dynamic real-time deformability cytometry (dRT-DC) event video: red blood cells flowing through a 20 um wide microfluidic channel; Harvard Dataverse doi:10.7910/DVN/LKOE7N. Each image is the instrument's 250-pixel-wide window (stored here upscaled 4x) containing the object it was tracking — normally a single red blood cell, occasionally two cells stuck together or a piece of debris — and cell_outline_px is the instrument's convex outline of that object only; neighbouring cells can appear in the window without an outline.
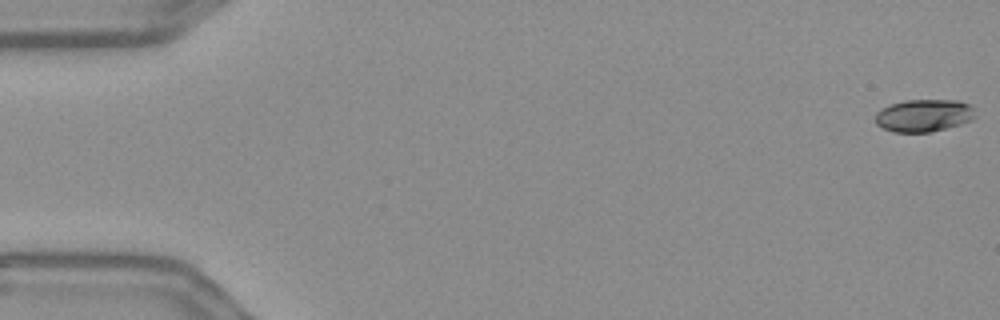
{"species": "Egyptian fruit bat (a non-hibernating species)", "species_latin": "Rousettus aegyptiacus", "temperature_condition": "warm", "stored_images_in_passage": 56, "camera_frame_rate_fps": 3000, "um_per_image_px": 0.085, "frame": {"image": 1, "passage_image": 1, "time_ms": 0.0, "image_size_px": [1000, 320], "cell_outline_px": [[972, 120], [960, 124], [932, 132], [892, 132], [876, 124], [876, 112], [892, 104], [904, 100], [960, 100], [968, 104], [972, 108]], "centroid_in_image_um": [78.5, 9.82], "position_along_channel_um": 6.5, "area_um2": 18.67}}
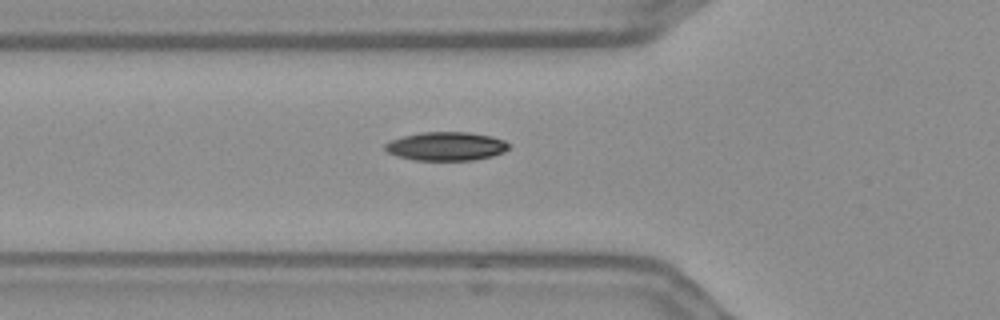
{"frame": {"image": 2, "passage_image": 20, "time_ms": 6.333, "image_size_px": [1000, 320], "cell_outline_px": [[508, 148], [504, 152], [492, 156], [472, 160], [416, 160], [396, 156], [388, 152], [384, 148], [384, 144], [392, 140], [404, 136], [420, 132], [468, 132], [492, 136], [504, 140], [508, 144]], "centroid_in_image_um": [37.92, 12.43], "position_along_channel_um": 87.9, "area_um2": 20.58}}
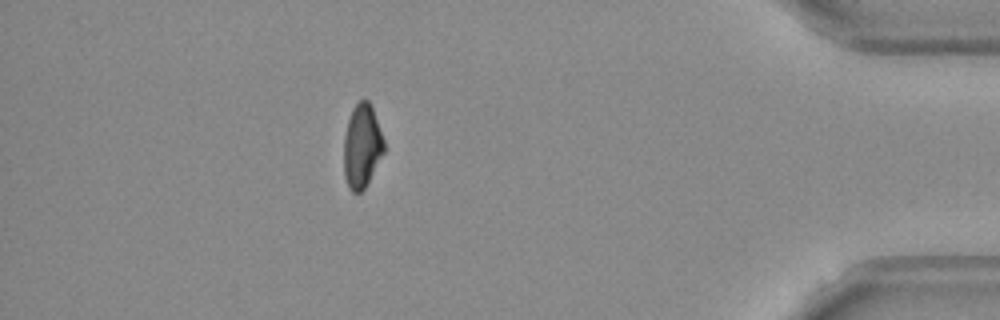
{"frame": {"image": 3, "passage_image": 50, "time_ms": 16.333, "image_size_px": [1000, 320], "cell_outline_px": [[384, 152], [364, 188], [360, 192], [352, 192], [348, 188], [344, 176], [344, 136], [348, 120], [352, 108], [360, 100], [368, 100], [372, 108], [384, 140]], "centroid_in_image_um": [30.75, 12.42], "position_along_channel_um": 404.5, "area_um2": 19.36}, "authors_computed_cell_mechanics": {"area_um2": 19.9988, "velocity_mm_per_s": 3.6362, "shape_relaxation_time_tau1_ms": 5.9479, "shape_relaxation_time_tau2_ms": null, "deformation_change_tau1": 0.1654, "deformation_change_tau2": null}}